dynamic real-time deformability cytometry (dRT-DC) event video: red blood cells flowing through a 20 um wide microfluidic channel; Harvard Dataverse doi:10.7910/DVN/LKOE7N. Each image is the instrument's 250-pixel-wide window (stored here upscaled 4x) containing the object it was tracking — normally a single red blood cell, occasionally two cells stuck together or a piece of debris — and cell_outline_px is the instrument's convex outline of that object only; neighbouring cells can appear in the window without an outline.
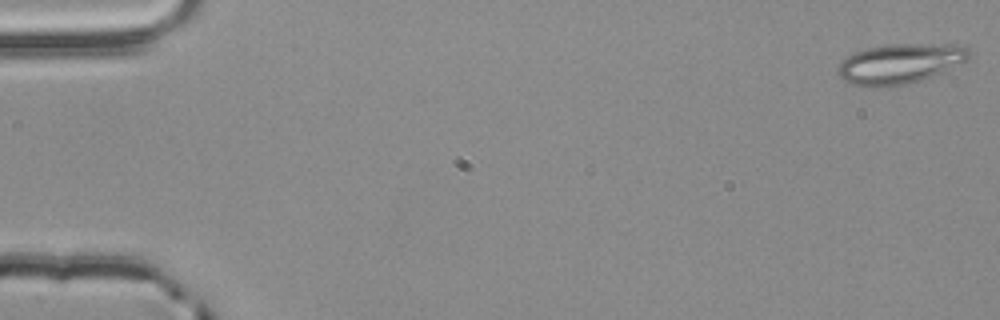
{"species": "common noctule bat (a hibernating species)", "species_latin": "Nyctalus noctula", "temperature_condition": "room temperature", "stored_images_in_passage": 3, "camera_frame_rate_fps": 3000, "um_per_image_px": 0.085, "animal": {"sex": "male", "body_mass_g": 20.4}, "frame": {"image": 1, "passage_image": 3, "time_ms": 0.667, "image_size_px": [1000, 320], "cell_outline_px": [[972, 56], [968, 60], [960, 64], [932, 76], [908, 84], [852, 84], [844, 80], [836, 72], [836, 68], [848, 56], [856, 52], [868, 48], [888, 44], [964, 44], [972, 52]], "centroid_in_image_um": [76.6, 5.35], "position_along_channel_um": 8.4, "area_um2": 30.0}}